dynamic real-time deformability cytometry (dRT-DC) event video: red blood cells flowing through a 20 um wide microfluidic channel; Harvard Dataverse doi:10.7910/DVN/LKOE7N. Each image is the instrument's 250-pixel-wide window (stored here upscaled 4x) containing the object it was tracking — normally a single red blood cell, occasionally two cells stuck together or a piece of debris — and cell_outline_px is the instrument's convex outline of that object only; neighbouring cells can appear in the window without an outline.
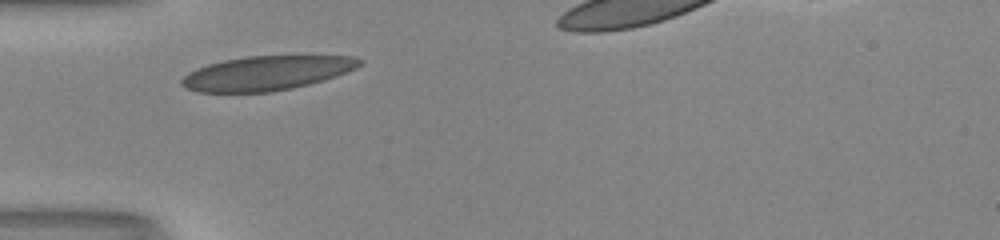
{"species": "human", "species_latin": "Homo sapiens", "temperature_condition": "room temperature", "stored_images_in_passage": 25, "camera_frame_rate_fps": 3000, "um_per_image_px": 0.085, "donor": {"sex": "male"}, "frame": {"image": 1, "passage_image": 1, "time_ms": 0.0, "image_size_px": [1000, 240], "cell_outline_px": [[364, 64], [356, 68], [336, 76], [324, 80], [292, 88], [272, 92], [196, 92], [180, 84], [180, 80], [188, 72], [196, 68], [208, 64], [224, 60], [248, 56], [356, 56], [364, 60]], "centroid_in_image_um": [22.68, 6.21], "position_along_channel_um": 62.3, "area_um2": 35.66}}
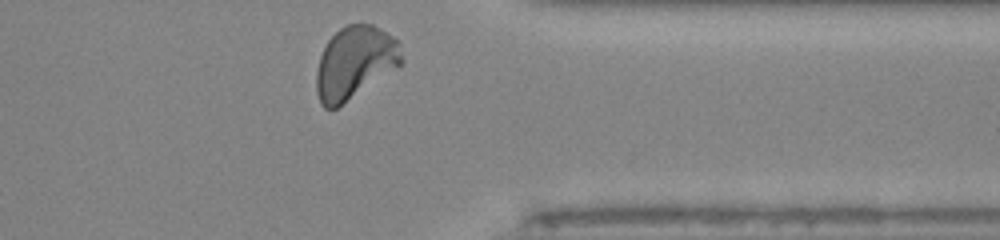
{"frame": {"image": 2, "passage_image": 25, "time_ms": 8.0, "image_size_px": [1000, 240], "cell_outline_px": [[400, 64], [336, 108], [324, 108], [320, 104], [316, 92], [316, 72], [320, 56], [328, 40], [340, 28], [348, 24], [372, 24], [380, 28], [400, 40]], "centroid_in_image_um": [30.12, 5.29], "position_along_channel_um": 381.3, "area_um2": 35.37}, "authors_computed_cell_mechanics": {"area_um2": 34.7378, "velocity_mm_per_s": 4.121, "shape_relaxation_time_tau1_ms": 6.3417, "shape_relaxation_time_tau2_ms": null, "deformation_change_tau1": 0.1812, "deformation_change_tau2": null}}